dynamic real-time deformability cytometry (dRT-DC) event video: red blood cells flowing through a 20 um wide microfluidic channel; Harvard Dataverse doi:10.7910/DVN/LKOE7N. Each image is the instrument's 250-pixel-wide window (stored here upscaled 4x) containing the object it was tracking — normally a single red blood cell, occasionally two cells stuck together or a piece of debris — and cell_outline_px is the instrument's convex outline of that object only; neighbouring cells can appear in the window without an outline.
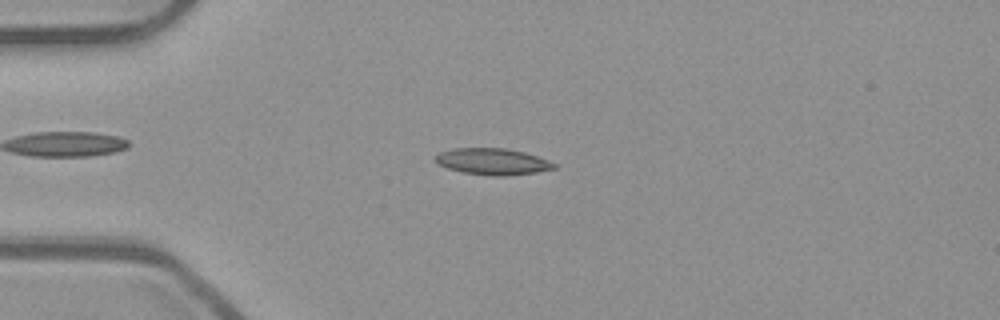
{"species": "common noctule bat (a hibernating species)", "species_latin": "Nyctalus noctula", "temperature_condition": "room temperature", "stored_images_in_passage": 52, "camera_frame_rate_fps": 3000, "um_per_image_px": 0.085, "animal": {"sex": "male", "body_mass_g": 23.1, "forearm_length_mm": 52.7}, "frame": {"image": 1, "passage_image": 13, "time_ms": 4.0, "image_size_px": [1000, 320], "cell_outline_px": [[556, 168], [536, 172], [504, 176], [496, 176], [464, 172], [448, 168], [432, 160], [440, 152], [452, 148], [504, 148], [524, 152], [548, 160], [556, 164]], "centroid_in_image_um": [41.86, 13.72], "position_along_channel_um": 43.1, "area_um2": 18.09}}
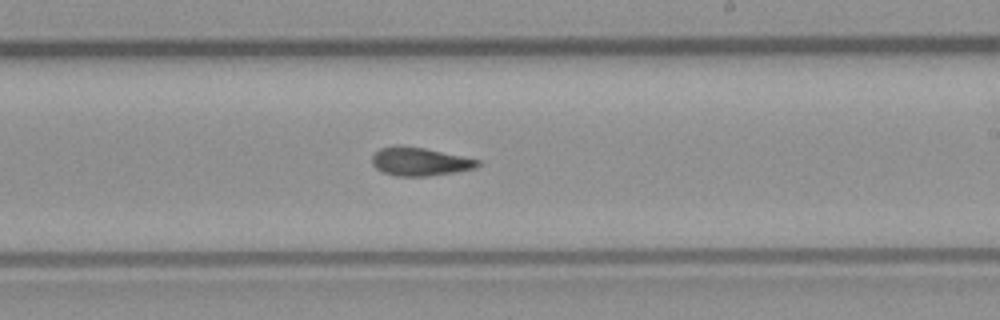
{"frame": {"image": 2, "passage_image": 31, "time_ms": 10.0, "image_size_px": [1000, 320], "cell_outline_px": [[480, 164], [476, 168], [456, 172], [428, 176], [396, 176], [384, 172], [376, 168], [372, 164], [372, 156], [380, 148], [396, 144], [424, 148], [480, 160]], "centroid_in_image_um": [35.67, 13.73], "position_along_channel_um": 253.3, "area_um2": 17.46}}
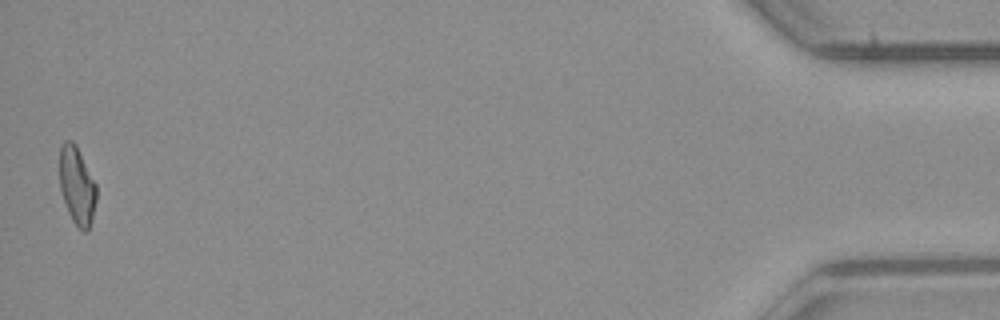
{"frame": {"image": 3, "passage_image": 52, "time_ms": 17.0, "image_size_px": [1000, 320], "cell_outline_px": [[96, 200], [88, 232], [84, 232], [72, 220], [68, 212], [60, 188], [60, 144], [64, 140], [72, 140], [76, 144], [96, 184]], "centroid_in_image_um": [6.53, 15.75], "position_along_channel_um": 428.7, "area_um2": 16.59}, "authors_computed_cell_mechanics": {"area_um2": 17.5134, "velocity_mm_per_s": 3.8978, "shape_relaxation_time_tau1_ms": null, "shape_relaxation_time_tau2_ms": 3.2256, "deformation_change_tau1": null, "deformation_change_tau2": 0.103}}